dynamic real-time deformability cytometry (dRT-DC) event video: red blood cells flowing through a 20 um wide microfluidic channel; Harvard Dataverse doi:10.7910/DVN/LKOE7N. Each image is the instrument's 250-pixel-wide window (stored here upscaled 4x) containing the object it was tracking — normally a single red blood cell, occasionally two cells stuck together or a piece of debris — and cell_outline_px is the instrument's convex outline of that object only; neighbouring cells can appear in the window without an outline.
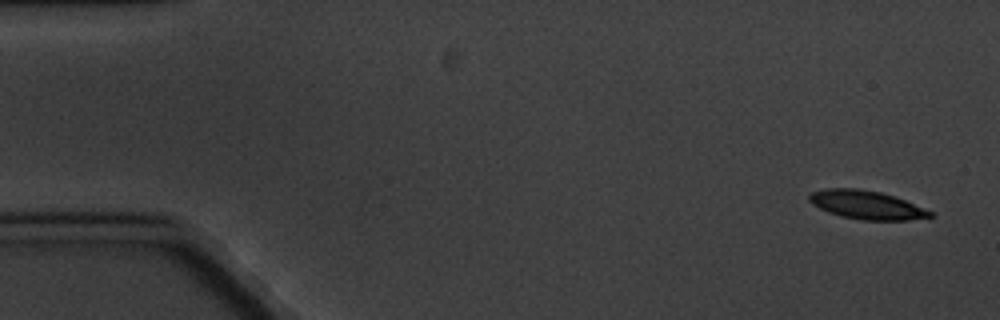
{"species": "common noctule bat (a hibernating species)", "species_latin": "Nyctalus noctula", "temperature_condition": "cold", "stored_images_in_passage": 9, "camera_frame_rate_fps": 3000, "um_per_image_px": 0.085, "animal": {"sex": "male", "body_mass_g": 20.1, "forearm_length_mm": 53.5}, "frame": {"image": 1, "passage_image": 1, "time_ms": 0.0, "image_size_px": [1000, 320], "cell_outline_px": [[936, 216], [908, 220], [864, 220], [840, 216], [828, 212], [812, 204], [808, 200], [808, 196], [812, 192], [824, 188], [860, 188], [880, 192], [904, 200], [932, 212]], "centroid_in_image_um": [73.62, 17.41], "position_along_channel_um": 11.4, "area_um2": 20.0}}
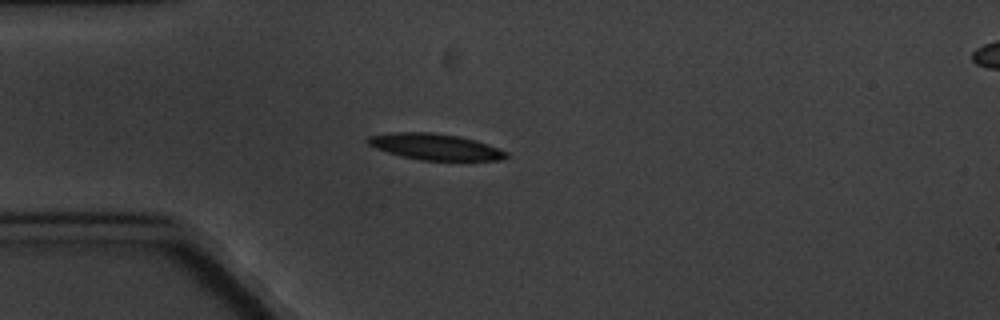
{"frame": {"image": 2, "passage_image": 4, "time_ms": 4.333, "image_size_px": [1000, 320], "cell_outline_px": [[508, 156], [504, 160], [420, 160], [400, 156], [376, 148], [368, 144], [364, 140], [368, 136], [396, 132], [432, 132], [456, 136], [476, 140], [488, 144], [508, 152]], "centroid_in_image_um": [36.99, 12.47], "position_along_channel_um": 48.0, "area_um2": 21.1}}
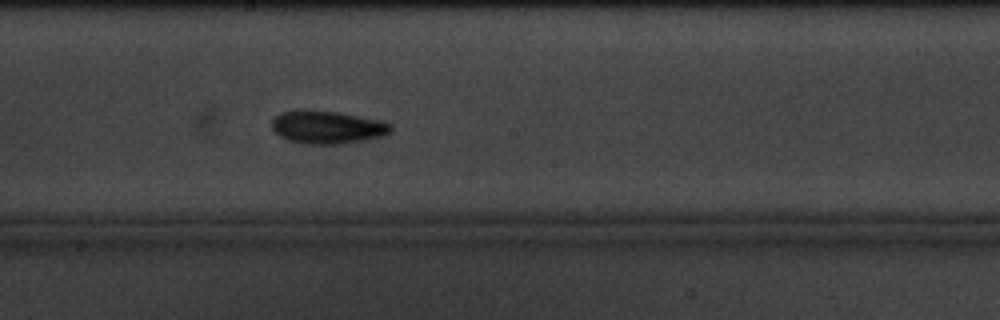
{"frame": {"image": 3, "passage_image": 9, "time_ms": 10.0, "image_size_px": [1000, 320], "cell_outline_px": [[392, 132], [384, 136], [364, 140], [340, 144], [304, 144], [288, 140], [280, 136], [272, 128], [272, 120], [280, 112], [296, 108], [304, 108], [336, 112], [376, 120], [392, 124]], "centroid_in_image_um": [27.77, 10.8], "position_along_channel_um": 220.4, "area_um2": 23.06}}